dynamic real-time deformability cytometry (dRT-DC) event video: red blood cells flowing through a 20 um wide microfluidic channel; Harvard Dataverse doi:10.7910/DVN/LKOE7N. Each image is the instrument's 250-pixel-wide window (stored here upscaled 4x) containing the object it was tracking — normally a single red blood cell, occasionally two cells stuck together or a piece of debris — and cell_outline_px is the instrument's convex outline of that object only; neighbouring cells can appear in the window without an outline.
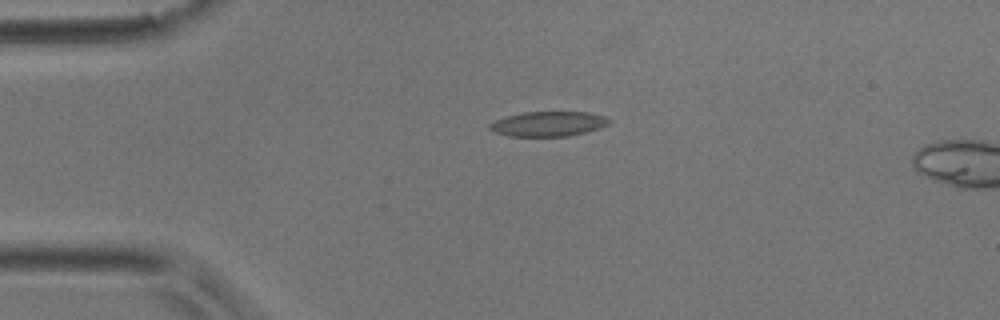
{"species": "common noctule bat (a hibernating species)", "species_latin": "Nyctalus noctula", "temperature_condition": "room temperature", "stored_images_in_passage": 12, "camera_frame_rate_fps": 3000, "um_per_image_px": 0.085, "animal": {"sex": "male", "body_mass_g": 17.9}, "frame": {"image": 1, "passage_image": 9, "time_ms": 2.667, "image_size_px": [1000, 320], "cell_outline_px": [[612, 120], [608, 124], [600, 128], [568, 136], [508, 136], [492, 132], [488, 128], [488, 124], [496, 120], [520, 112], [588, 112], [604, 116]], "centroid_in_image_um": [46.58, 10.53], "position_along_channel_um": 38.4, "area_um2": 17.34}}